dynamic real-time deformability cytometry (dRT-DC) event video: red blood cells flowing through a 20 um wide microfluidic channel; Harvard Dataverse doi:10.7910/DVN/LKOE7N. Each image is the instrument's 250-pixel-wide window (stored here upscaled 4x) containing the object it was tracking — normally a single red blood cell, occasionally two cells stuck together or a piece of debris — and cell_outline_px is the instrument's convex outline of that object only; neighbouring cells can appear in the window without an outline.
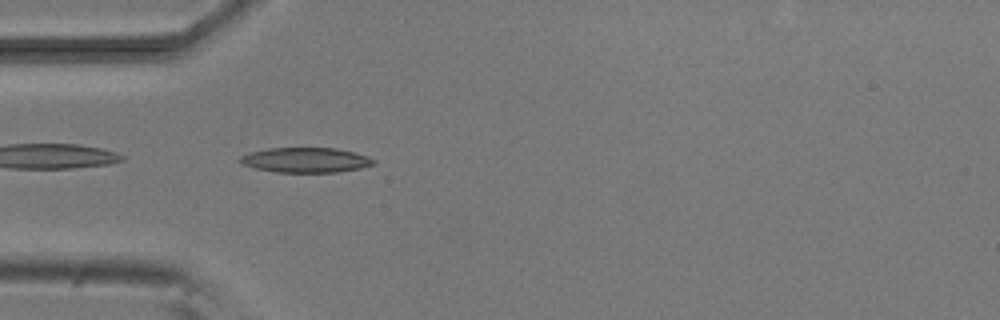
{"species": "common noctule bat (a hibernating species)", "species_latin": "Nyctalus noctula", "temperature_condition": "room temperature", "stored_images_in_passage": 1, "camera_frame_rate_fps": 3000, "um_per_image_px": 0.085, "animal": {"sex": "male", "body_mass_g": 20.5, "forearm_length_mm": 52.5}, "frame": {"image": 1, "passage_image": 1, "time_ms": 0.0, "image_size_px": [1000, 320], "cell_outline_px": [[376, 164], [360, 168], [336, 172], [276, 172], [256, 168], [240, 164], [236, 160], [240, 156], [248, 152], [268, 148], [336, 148], [368, 156], [376, 160]], "centroid_in_image_um": [25.94, 13.6], "position_along_channel_um": 59.1, "area_um2": 19.54}}